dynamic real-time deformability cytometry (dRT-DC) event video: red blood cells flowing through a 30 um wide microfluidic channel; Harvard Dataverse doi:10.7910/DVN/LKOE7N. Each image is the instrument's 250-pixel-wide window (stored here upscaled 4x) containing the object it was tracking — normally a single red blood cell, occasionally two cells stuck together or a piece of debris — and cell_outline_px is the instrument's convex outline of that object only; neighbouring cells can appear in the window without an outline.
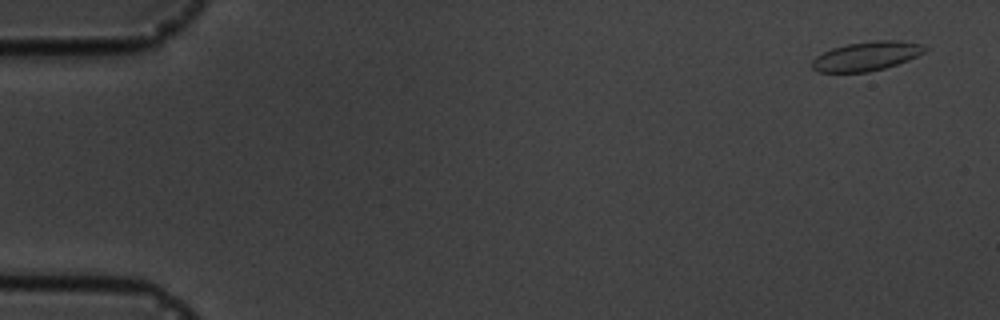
{"species": "common noctule bat (a hibernating species)", "species_latin": "Nyctalus noctula", "temperature_condition": "cold", "stored_images_in_passage": 6, "camera_frame_rate_fps": 3000, "um_per_image_px": 0.085, "animal": {"sex": "male", "body_mass_g": 19.5, "forearm_length_mm": 54.6}, "frame": {"image": 1, "passage_image": 1, "time_ms": 0.0, "image_size_px": [1000, 320], "cell_outline_px": [[928, 48], [924, 52], [908, 60], [884, 68], [868, 72], [820, 72], [812, 68], [812, 60], [816, 56], [832, 48], [848, 44], [876, 40], [900, 40], [924, 44]], "centroid_in_image_um": [73.68, 4.76], "position_along_channel_um": 11.3, "area_um2": 19.07}}